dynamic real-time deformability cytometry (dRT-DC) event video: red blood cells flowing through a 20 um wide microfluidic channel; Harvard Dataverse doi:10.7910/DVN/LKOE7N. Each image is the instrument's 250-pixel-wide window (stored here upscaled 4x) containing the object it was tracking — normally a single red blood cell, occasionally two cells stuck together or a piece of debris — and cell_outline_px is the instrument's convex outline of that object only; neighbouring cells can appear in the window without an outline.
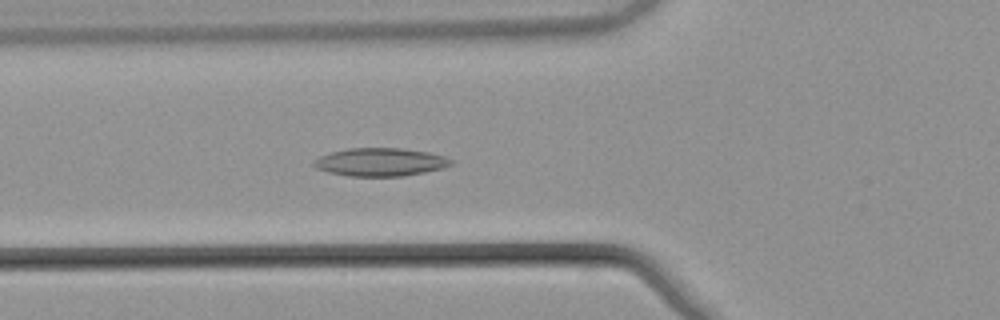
{"species": "common noctule bat (a hibernating species)", "species_latin": "Nyctalus noctula", "temperature_condition": "warm", "stored_images_in_passage": 54, "camera_frame_rate_fps": 3000, "um_per_image_px": 0.085, "animal": {"sex": "male", "body_mass_g": 21.5, "forearm_length_mm": 52.0}, "frame": {"image": 1, "passage_image": 20, "time_ms": 6.333, "image_size_px": [1000, 320], "cell_outline_px": [[452, 164], [444, 168], [404, 176], [348, 176], [328, 172], [316, 168], [312, 164], [312, 160], [320, 156], [332, 152], [348, 148], [400, 148], [428, 152], [444, 156], [452, 160]], "centroid_in_image_um": [32.31, 13.78], "position_along_channel_um": 93.5, "area_um2": 22.48}}
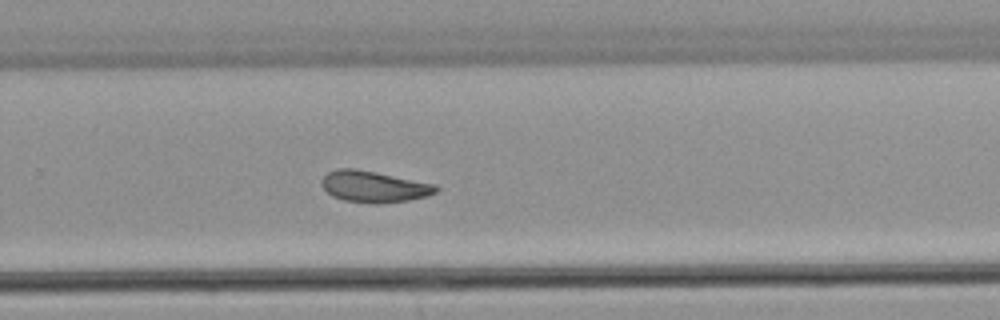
{"frame": {"image": 2, "passage_image": 36, "time_ms": 11.667, "image_size_px": [1000, 320], "cell_outline_px": [[440, 188], [436, 192], [428, 196], [408, 200], [380, 204], [376, 204], [344, 200], [332, 196], [324, 188], [324, 176], [328, 172], [336, 168], [356, 168], [436, 184]], "centroid_in_image_um": [31.83, 15.86], "position_along_channel_um": 298.0, "area_um2": 20.81}}
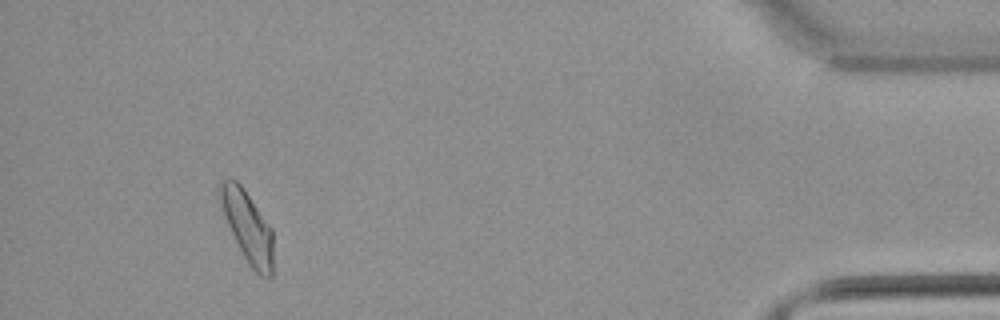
{"frame": {"image": 3, "passage_image": 50, "time_ms": 16.333, "image_size_px": [1000, 320], "cell_outline_px": [[272, 276], [260, 276], [248, 264], [228, 224], [224, 212], [220, 196], [220, 180], [236, 180], [244, 188], [272, 228]], "centroid_in_image_um": [21.08, 19.27], "position_along_channel_um": 414.1, "area_um2": 21.27}}